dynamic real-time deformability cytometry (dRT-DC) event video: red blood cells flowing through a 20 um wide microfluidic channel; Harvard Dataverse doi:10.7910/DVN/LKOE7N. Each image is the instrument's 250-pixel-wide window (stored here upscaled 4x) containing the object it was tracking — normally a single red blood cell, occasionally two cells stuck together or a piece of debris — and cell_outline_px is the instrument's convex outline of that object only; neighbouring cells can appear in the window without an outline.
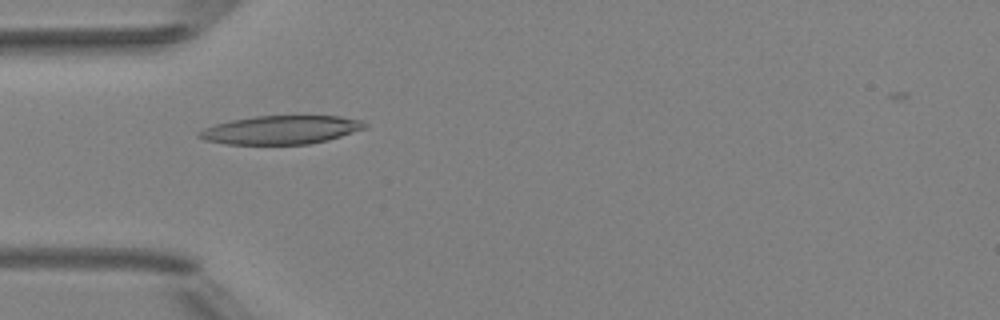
{"species": "Egyptian fruit bat (a non-hibernating species)", "species_latin": "Rousettus aegyptiacus", "temperature_condition": "room temperature", "stored_images_in_passage": 6, "camera_frame_rate_fps": 3000, "um_per_image_px": 0.085, "animal": {"sex": "female"}, "frame": {"image": 1, "passage_image": 4, "time_ms": 4.333, "image_size_px": [1000, 320], "cell_outline_px": [[368, 128], [328, 140], [308, 144], [228, 144], [204, 140], [196, 136], [196, 132], [204, 128], [216, 124], [232, 120], [256, 116], [340, 116], [360, 120], [368, 124]], "centroid_in_image_um": [23.89, 11.04], "position_along_channel_um": 61.1, "area_um2": 27.57}}
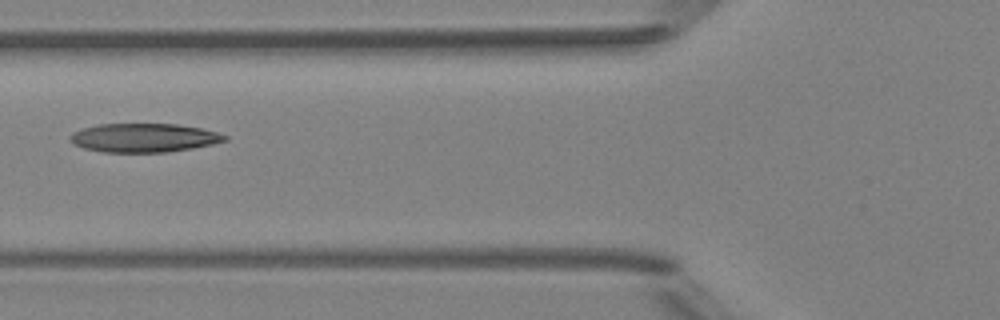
{"frame": {"image": 2, "passage_image": 5, "time_ms": 5.667, "image_size_px": [1000, 320], "cell_outline_px": [[228, 140], [212, 144], [192, 148], [164, 152], [104, 152], [84, 148], [72, 144], [68, 140], [68, 136], [72, 132], [96, 124], [176, 124], [200, 128], [216, 132], [228, 136]], "centroid_in_image_um": [12.18, 11.71], "position_along_channel_um": 113.6, "area_um2": 25.95}}
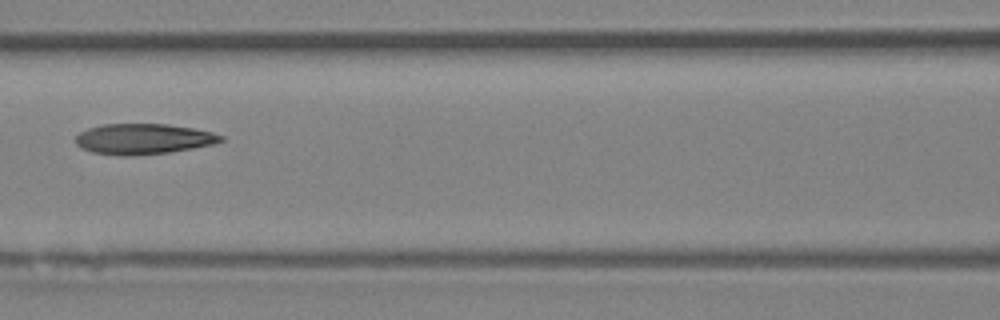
{"frame": {"image": 3, "passage_image": 6, "time_ms": 6.667, "image_size_px": [1000, 320], "cell_outline_px": [[224, 140], [212, 144], [192, 148], [168, 152], [132, 156], [120, 156], [92, 152], [80, 148], [76, 144], [76, 136], [80, 132], [88, 128], [104, 124], [168, 124], [192, 128], [212, 132], [224, 136]], "centroid_in_image_um": [12.16, 11.81], "position_along_channel_um": 154.4, "area_um2": 25.84}}